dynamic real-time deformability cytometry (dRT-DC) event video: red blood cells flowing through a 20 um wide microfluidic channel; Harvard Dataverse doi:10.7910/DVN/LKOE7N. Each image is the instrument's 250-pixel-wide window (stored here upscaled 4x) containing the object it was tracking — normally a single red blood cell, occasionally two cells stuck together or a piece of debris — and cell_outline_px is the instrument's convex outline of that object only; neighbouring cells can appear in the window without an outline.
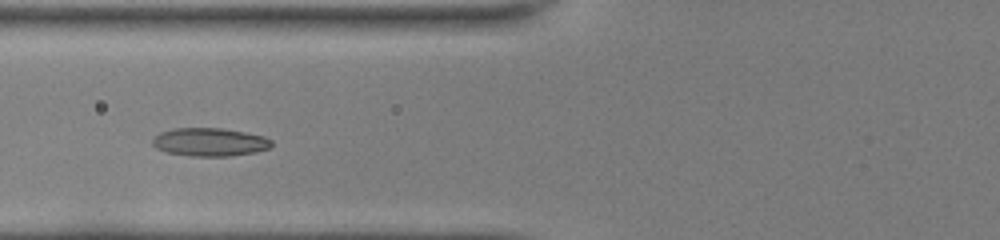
{"species": "common noctule bat (a hibernating species)", "species_latin": "Nyctalus noctula", "temperature_condition": "room temperature", "stored_images_in_passage": 16, "camera_frame_rate_fps": 3000, "um_per_image_px": 0.085, "animal": {"sex": "female", "body_mass_g": 22.0, "forearm_length_mm": 56.7}, "frame": {"image": 1, "passage_image": 5, "time_ms": 1.333, "image_size_px": [1000, 240], "cell_outline_px": [[272, 148], [256, 152], [232, 156], [192, 156], [168, 152], [156, 148], [152, 144], [152, 140], [160, 132], [172, 128], [220, 128], [244, 132], [264, 136], [272, 140]], "centroid_in_image_um": [17.86, 12.07], "position_along_channel_um": 107.9, "area_um2": 19.65}}
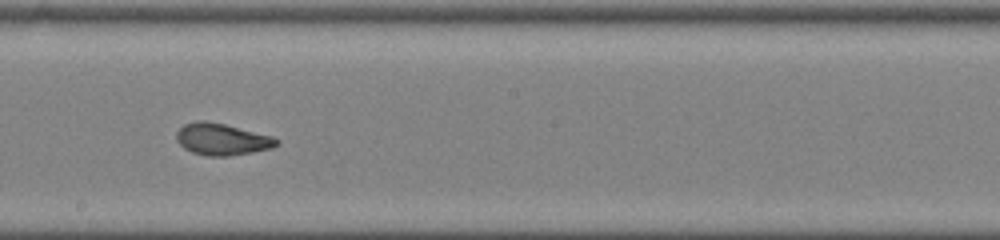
{"frame": {"image": 2, "passage_image": 14, "time_ms": 4.333, "image_size_px": [1000, 240], "cell_outline_px": [[280, 144], [272, 148], [252, 152], [228, 156], [208, 156], [192, 152], [184, 148], [176, 140], [176, 132], [184, 124], [196, 120], [204, 120], [224, 124], [272, 136], [280, 140]], "centroid_in_image_um": [18.86, 11.84], "position_along_channel_um": 229.3, "area_um2": 18.55}}